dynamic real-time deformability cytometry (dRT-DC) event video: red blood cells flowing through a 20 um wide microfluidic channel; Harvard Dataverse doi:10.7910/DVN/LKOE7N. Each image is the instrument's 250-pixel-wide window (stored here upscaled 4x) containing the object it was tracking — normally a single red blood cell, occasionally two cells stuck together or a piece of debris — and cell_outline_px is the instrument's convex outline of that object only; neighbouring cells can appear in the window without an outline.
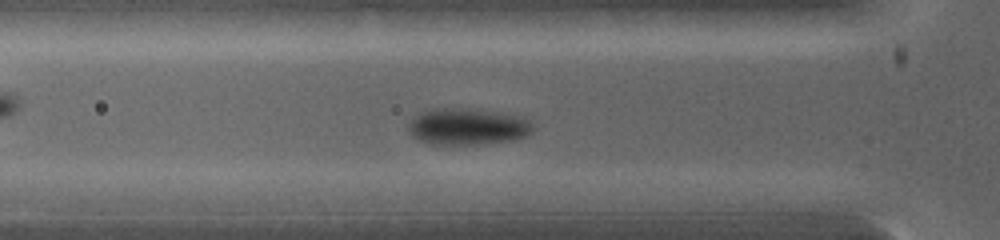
{"species": "common noctule bat (a hibernating species)", "species_latin": "Nyctalus noctula", "temperature_condition": "warm", "stored_images_in_passage": 9, "camera_frame_rate_fps": 5000, "um_per_image_px": 0.085, "animal": {"sex": "female", "body_mass_g": 19.0, "forearm_length_mm": 53.3}, "frame": {"image": 1, "passage_image": 9, "time_ms": 2.2, "image_size_px": [1000, 240], "cell_outline_px": [[532, 128], [524, 136], [512, 140], [480, 144], [428, 144], [412, 136], [408, 132], [408, 124], [416, 116], [432, 108], [468, 108], [504, 112], [524, 116], [532, 124]], "centroid_in_image_um": [39.74, 10.74], "position_along_channel_um": 86.1, "area_um2": 26.59}}